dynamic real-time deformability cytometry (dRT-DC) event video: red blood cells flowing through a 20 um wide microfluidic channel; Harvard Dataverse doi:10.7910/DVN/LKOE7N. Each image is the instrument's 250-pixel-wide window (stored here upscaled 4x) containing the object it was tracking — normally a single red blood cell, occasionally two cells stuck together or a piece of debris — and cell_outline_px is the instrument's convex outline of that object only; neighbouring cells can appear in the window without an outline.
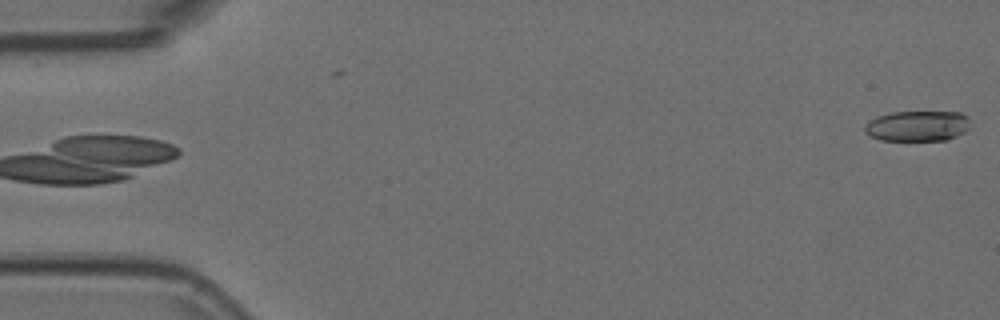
{"species": "Egyptian fruit bat (a non-hibernating species)", "species_latin": "Rousettus aegyptiacus", "temperature_condition": "room temperature", "stored_images_in_passage": 5, "camera_frame_rate_fps": 3000, "um_per_image_px": 0.085, "animal": {"sex": "female"}, "frame": {"image": 1, "passage_image": 5, "time_ms": 1.333, "image_size_px": [1000, 320], "cell_outline_px": [[968, 128], [964, 132], [948, 140], [880, 140], [864, 132], [864, 128], [876, 116], [892, 112], [960, 112], [968, 116]], "centroid_in_image_um": [78.0, 10.7], "position_along_channel_um": 7.0, "area_um2": 18.61}}